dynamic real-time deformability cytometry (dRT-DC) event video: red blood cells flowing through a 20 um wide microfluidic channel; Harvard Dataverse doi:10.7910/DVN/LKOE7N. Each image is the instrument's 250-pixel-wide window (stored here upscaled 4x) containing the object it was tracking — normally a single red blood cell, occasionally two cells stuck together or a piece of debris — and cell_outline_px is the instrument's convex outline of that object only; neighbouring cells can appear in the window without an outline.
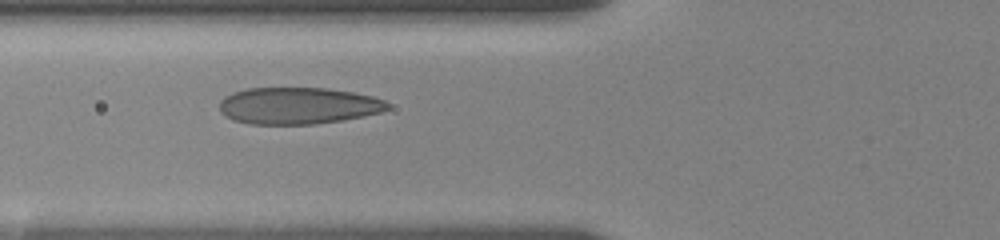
{"species": "human", "species_latin": "Homo sapiens", "temperature_condition": "room temperature", "stored_images_in_passage": 3, "camera_frame_rate_fps": 3000, "um_per_image_px": 0.085, "donor": {"sex": "female"}, "frame": {"image": 1, "passage_image": 2, "time_ms": 1.0, "image_size_px": [1000, 240], "cell_outline_px": [[388, 108], [380, 112], [364, 116], [344, 120], [312, 124], [248, 124], [232, 120], [224, 116], [220, 112], [220, 100], [224, 96], [232, 92], [248, 88], [328, 88], [352, 92], [372, 96], [384, 100], [388, 104]], "centroid_in_image_um": [25.29, 8.99], "position_along_channel_um": 100.5, "area_um2": 36.18}}